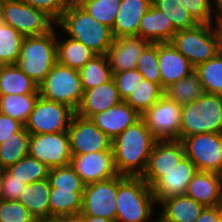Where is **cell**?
I'll use <instances>...</instances> for the list:
<instances>
[{"mask_svg":"<svg viewBox=\"0 0 222 222\" xmlns=\"http://www.w3.org/2000/svg\"><path fill=\"white\" fill-rule=\"evenodd\" d=\"M141 118V115L125 101L110 109L93 115L92 122L112 141L129 126Z\"/></svg>","mask_w":222,"mask_h":222,"instance_id":"20","label":"cell"},{"mask_svg":"<svg viewBox=\"0 0 222 222\" xmlns=\"http://www.w3.org/2000/svg\"><path fill=\"white\" fill-rule=\"evenodd\" d=\"M3 199V192H2V170H0V200Z\"/></svg>","mask_w":222,"mask_h":222,"instance_id":"53","label":"cell"},{"mask_svg":"<svg viewBox=\"0 0 222 222\" xmlns=\"http://www.w3.org/2000/svg\"><path fill=\"white\" fill-rule=\"evenodd\" d=\"M196 172L195 164L187 156L171 170L162 172V177L151 187L157 204L170 196L185 195L188 183Z\"/></svg>","mask_w":222,"mask_h":222,"instance_id":"18","label":"cell"},{"mask_svg":"<svg viewBox=\"0 0 222 222\" xmlns=\"http://www.w3.org/2000/svg\"><path fill=\"white\" fill-rule=\"evenodd\" d=\"M75 114L70 106L39 96L24 128L30 134L65 132Z\"/></svg>","mask_w":222,"mask_h":222,"instance_id":"9","label":"cell"},{"mask_svg":"<svg viewBox=\"0 0 222 222\" xmlns=\"http://www.w3.org/2000/svg\"><path fill=\"white\" fill-rule=\"evenodd\" d=\"M181 142L185 156L197 171L222 174V133H202L184 137Z\"/></svg>","mask_w":222,"mask_h":222,"instance_id":"10","label":"cell"},{"mask_svg":"<svg viewBox=\"0 0 222 222\" xmlns=\"http://www.w3.org/2000/svg\"><path fill=\"white\" fill-rule=\"evenodd\" d=\"M56 24L65 35L84 44L96 55H106L114 39L111 28L93 19L79 3H68Z\"/></svg>","mask_w":222,"mask_h":222,"instance_id":"2","label":"cell"},{"mask_svg":"<svg viewBox=\"0 0 222 222\" xmlns=\"http://www.w3.org/2000/svg\"><path fill=\"white\" fill-rule=\"evenodd\" d=\"M79 217L82 219V222H114L97 216H79Z\"/></svg>","mask_w":222,"mask_h":222,"instance_id":"50","label":"cell"},{"mask_svg":"<svg viewBox=\"0 0 222 222\" xmlns=\"http://www.w3.org/2000/svg\"><path fill=\"white\" fill-rule=\"evenodd\" d=\"M70 165L85 184L107 180L118 175L113 151L72 155Z\"/></svg>","mask_w":222,"mask_h":222,"instance_id":"16","label":"cell"},{"mask_svg":"<svg viewBox=\"0 0 222 222\" xmlns=\"http://www.w3.org/2000/svg\"><path fill=\"white\" fill-rule=\"evenodd\" d=\"M40 94L38 85L17 64L0 65V95Z\"/></svg>","mask_w":222,"mask_h":222,"instance_id":"28","label":"cell"},{"mask_svg":"<svg viewBox=\"0 0 222 222\" xmlns=\"http://www.w3.org/2000/svg\"><path fill=\"white\" fill-rule=\"evenodd\" d=\"M136 69L147 80L162 87L158 65V43H150L140 56Z\"/></svg>","mask_w":222,"mask_h":222,"instance_id":"41","label":"cell"},{"mask_svg":"<svg viewBox=\"0 0 222 222\" xmlns=\"http://www.w3.org/2000/svg\"><path fill=\"white\" fill-rule=\"evenodd\" d=\"M176 31L171 20L153 5L140 20L139 36L151 43L170 42Z\"/></svg>","mask_w":222,"mask_h":222,"instance_id":"24","label":"cell"},{"mask_svg":"<svg viewBox=\"0 0 222 222\" xmlns=\"http://www.w3.org/2000/svg\"><path fill=\"white\" fill-rule=\"evenodd\" d=\"M112 74V79L122 101L128 99L143 77L136 68Z\"/></svg>","mask_w":222,"mask_h":222,"instance_id":"43","label":"cell"},{"mask_svg":"<svg viewBox=\"0 0 222 222\" xmlns=\"http://www.w3.org/2000/svg\"><path fill=\"white\" fill-rule=\"evenodd\" d=\"M55 27L46 34L23 38L18 67L38 86L57 63Z\"/></svg>","mask_w":222,"mask_h":222,"instance_id":"5","label":"cell"},{"mask_svg":"<svg viewBox=\"0 0 222 222\" xmlns=\"http://www.w3.org/2000/svg\"><path fill=\"white\" fill-rule=\"evenodd\" d=\"M204 93L203 85L195 71L164 89V95L179 105L197 100Z\"/></svg>","mask_w":222,"mask_h":222,"instance_id":"32","label":"cell"},{"mask_svg":"<svg viewBox=\"0 0 222 222\" xmlns=\"http://www.w3.org/2000/svg\"><path fill=\"white\" fill-rule=\"evenodd\" d=\"M212 11L213 15L216 16V20L220 23L222 22V0H212Z\"/></svg>","mask_w":222,"mask_h":222,"instance_id":"49","label":"cell"},{"mask_svg":"<svg viewBox=\"0 0 222 222\" xmlns=\"http://www.w3.org/2000/svg\"><path fill=\"white\" fill-rule=\"evenodd\" d=\"M141 117L157 140H179L181 105L165 95Z\"/></svg>","mask_w":222,"mask_h":222,"instance_id":"12","label":"cell"},{"mask_svg":"<svg viewBox=\"0 0 222 222\" xmlns=\"http://www.w3.org/2000/svg\"><path fill=\"white\" fill-rule=\"evenodd\" d=\"M68 3H78L80 0H66Z\"/></svg>","mask_w":222,"mask_h":222,"instance_id":"56","label":"cell"},{"mask_svg":"<svg viewBox=\"0 0 222 222\" xmlns=\"http://www.w3.org/2000/svg\"><path fill=\"white\" fill-rule=\"evenodd\" d=\"M60 222H82V219L79 216H70L65 218H59Z\"/></svg>","mask_w":222,"mask_h":222,"instance_id":"51","label":"cell"},{"mask_svg":"<svg viewBox=\"0 0 222 222\" xmlns=\"http://www.w3.org/2000/svg\"><path fill=\"white\" fill-rule=\"evenodd\" d=\"M36 221V218L18 200H0V222Z\"/></svg>","mask_w":222,"mask_h":222,"instance_id":"42","label":"cell"},{"mask_svg":"<svg viewBox=\"0 0 222 222\" xmlns=\"http://www.w3.org/2000/svg\"><path fill=\"white\" fill-rule=\"evenodd\" d=\"M180 2L198 23H218L213 16L212 0H180Z\"/></svg>","mask_w":222,"mask_h":222,"instance_id":"44","label":"cell"},{"mask_svg":"<svg viewBox=\"0 0 222 222\" xmlns=\"http://www.w3.org/2000/svg\"><path fill=\"white\" fill-rule=\"evenodd\" d=\"M36 222H60L58 219H51V220H37Z\"/></svg>","mask_w":222,"mask_h":222,"instance_id":"55","label":"cell"},{"mask_svg":"<svg viewBox=\"0 0 222 222\" xmlns=\"http://www.w3.org/2000/svg\"><path fill=\"white\" fill-rule=\"evenodd\" d=\"M157 139L141 117L112 141L114 165L119 175L142 176Z\"/></svg>","mask_w":222,"mask_h":222,"instance_id":"1","label":"cell"},{"mask_svg":"<svg viewBox=\"0 0 222 222\" xmlns=\"http://www.w3.org/2000/svg\"><path fill=\"white\" fill-rule=\"evenodd\" d=\"M170 43L196 68L220 52V23H199L178 30Z\"/></svg>","mask_w":222,"mask_h":222,"instance_id":"6","label":"cell"},{"mask_svg":"<svg viewBox=\"0 0 222 222\" xmlns=\"http://www.w3.org/2000/svg\"><path fill=\"white\" fill-rule=\"evenodd\" d=\"M157 205L160 213L172 222H194L205 208L186 195H175L162 199Z\"/></svg>","mask_w":222,"mask_h":222,"instance_id":"26","label":"cell"},{"mask_svg":"<svg viewBox=\"0 0 222 222\" xmlns=\"http://www.w3.org/2000/svg\"><path fill=\"white\" fill-rule=\"evenodd\" d=\"M117 176L85 185L82 210L78 216L116 220Z\"/></svg>","mask_w":222,"mask_h":222,"instance_id":"13","label":"cell"},{"mask_svg":"<svg viewBox=\"0 0 222 222\" xmlns=\"http://www.w3.org/2000/svg\"><path fill=\"white\" fill-rule=\"evenodd\" d=\"M49 169L50 168L45 164L28 154L5 170L24 184H31L36 181L47 179Z\"/></svg>","mask_w":222,"mask_h":222,"instance_id":"36","label":"cell"},{"mask_svg":"<svg viewBox=\"0 0 222 222\" xmlns=\"http://www.w3.org/2000/svg\"><path fill=\"white\" fill-rule=\"evenodd\" d=\"M0 20L13 27L24 37L46 34L56 25V22L45 12L20 0H3Z\"/></svg>","mask_w":222,"mask_h":222,"instance_id":"8","label":"cell"},{"mask_svg":"<svg viewBox=\"0 0 222 222\" xmlns=\"http://www.w3.org/2000/svg\"><path fill=\"white\" fill-rule=\"evenodd\" d=\"M28 154L48 168L70 164L72 154L68 132L30 134Z\"/></svg>","mask_w":222,"mask_h":222,"instance_id":"11","label":"cell"},{"mask_svg":"<svg viewBox=\"0 0 222 222\" xmlns=\"http://www.w3.org/2000/svg\"><path fill=\"white\" fill-rule=\"evenodd\" d=\"M78 3L93 19L112 29L121 0H80Z\"/></svg>","mask_w":222,"mask_h":222,"instance_id":"39","label":"cell"},{"mask_svg":"<svg viewBox=\"0 0 222 222\" xmlns=\"http://www.w3.org/2000/svg\"><path fill=\"white\" fill-rule=\"evenodd\" d=\"M50 189L48 178L26 184L19 195L18 201L28 209L36 220H50Z\"/></svg>","mask_w":222,"mask_h":222,"instance_id":"25","label":"cell"},{"mask_svg":"<svg viewBox=\"0 0 222 222\" xmlns=\"http://www.w3.org/2000/svg\"><path fill=\"white\" fill-rule=\"evenodd\" d=\"M29 139L30 133L23 126L0 143V170L7 169L28 155Z\"/></svg>","mask_w":222,"mask_h":222,"instance_id":"30","label":"cell"},{"mask_svg":"<svg viewBox=\"0 0 222 222\" xmlns=\"http://www.w3.org/2000/svg\"><path fill=\"white\" fill-rule=\"evenodd\" d=\"M222 217V205L205 207L194 222H219Z\"/></svg>","mask_w":222,"mask_h":222,"instance_id":"48","label":"cell"},{"mask_svg":"<svg viewBox=\"0 0 222 222\" xmlns=\"http://www.w3.org/2000/svg\"><path fill=\"white\" fill-rule=\"evenodd\" d=\"M220 51L222 52V22H220Z\"/></svg>","mask_w":222,"mask_h":222,"instance_id":"54","label":"cell"},{"mask_svg":"<svg viewBox=\"0 0 222 222\" xmlns=\"http://www.w3.org/2000/svg\"><path fill=\"white\" fill-rule=\"evenodd\" d=\"M24 125L16 119L0 113V143L13 133L18 132Z\"/></svg>","mask_w":222,"mask_h":222,"instance_id":"47","label":"cell"},{"mask_svg":"<svg viewBox=\"0 0 222 222\" xmlns=\"http://www.w3.org/2000/svg\"><path fill=\"white\" fill-rule=\"evenodd\" d=\"M24 36L0 22V65L17 64Z\"/></svg>","mask_w":222,"mask_h":222,"instance_id":"38","label":"cell"},{"mask_svg":"<svg viewBox=\"0 0 222 222\" xmlns=\"http://www.w3.org/2000/svg\"><path fill=\"white\" fill-rule=\"evenodd\" d=\"M184 156V146L180 140H157L142 179L152 187L162 177V172L174 168Z\"/></svg>","mask_w":222,"mask_h":222,"instance_id":"15","label":"cell"},{"mask_svg":"<svg viewBox=\"0 0 222 222\" xmlns=\"http://www.w3.org/2000/svg\"><path fill=\"white\" fill-rule=\"evenodd\" d=\"M156 213H157V214H156ZM156 213H155L154 215H155V216L158 215L157 218H156L157 220L154 221V220L152 219L151 222H172V221H169L168 219H166V218H165L164 216H162L160 213L158 214V211H157Z\"/></svg>","mask_w":222,"mask_h":222,"instance_id":"52","label":"cell"},{"mask_svg":"<svg viewBox=\"0 0 222 222\" xmlns=\"http://www.w3.org/2000/svg\"><path fill=\"white\" fill-rule=\"evenodd\" d=\"M48 180L50 187H56L59 190H84L86 185L70 164L50 168Z\"/></svg>","mask_w":222,"mask_h":222,"instance_id":"40","label":"cell"},{"mask_svg":"<svg viewBox=\"0 0 222 222\" xmlns=\"http://www.w3.org/2000/svg\"><path fill=\"white\" fill-rule=\"evenodd\" d=\"M26 184L15 179L6 170H2V192L5 200H18L20 193L24 190Z\"/></svg>","mask_w":222,"mask_h":222,"instance_id":"46","label":"cell"},{"mask_svg":"<svg viewBox=\"0 0 222 222\" xmlns=\"http://www.w3.org/2000/svg\"><path fill=\"white\" fill-rule=\"evenodd\" d=\"M155 204L152 189L141 176L117 175L115 222H151Z\"/></svg>","mask_w":222,"mask_h":222,"instance_id":"3","label":"cell"},{"mask_svg":"<svg viewBox=\"0 0 222 222\" xmlns=\"http://www.w3.org/2000/svg\"><path fill=\"white\" fill-rule=\"evenodd\" d=\"M185 195L204 207L222 205V174L197 171L188 183Z\"/></svg>","mask_w":222,"mask_h":222,"instance_id":"21","label":"cell"},{"mask_svg":"<svg viewBox=\"0 0 222 222\" xmlns=\"http://www.w3.org/2000/svg\"><path fill=\"white\" fill-rule=\"evenodd\" d=\"M202 133H222V95L204 93L181 105L179 140Z\"/></svg>","mask_w":222,"mask_h":222,"instance_id":"4","label":"cell"},{"mask_svg":"<svg viewBox=\"0 0 222 222\" xmlns=\"http://www.w3.org/2000/svg\"><path fill=\"white\" fill-rule=\"evenodd\" d=\"M30 6L45 12L50 16L55 22H57L68 2L66 0H20Z\"/></svg>","mask_w":222,"mask_h":222,"instance_id":"45","label":"cell"},{"mask_svg":"<svg viewBox=\"0 0 222 222\" xmlns=\"http://www.w3.org/2000/svg\"><path fill=\"white\" fill-rule=\"evenodd\" d=\"M38 90L41 97L66 104L75 111L83 97L79 71L58 62L38 86Z\"/></svg>","mask_w":222,"mask_h":222,"instance_id":"7","label":"cell"},{"mask_svg":"<svg viewBox=\"0 0 222 222\" xmlns=\"http://www.w3.org/2000/svg\"><path fill=\"white\" fill-rule=\"evenodd\" d=\"M39 96L40 94L0 95V113L16 119L24 125Z\"/></svg>","mask_w":222,"mask_h":222,"instance_id":"31","label":"cell"},{"mask_svg":"<svg viewBox=\"0 0 222 222\" xmlns=\"http://www.w3.org/2000/svg\"><path fill=\"white\" fill-rule=\"evenodd\" d=\"M158 65L163 89L195 71L189 60L170 42L158 43Z\"/></svg>","mask_w":222,"mask_h":222,"instance_id":"19","label":"cell"},{"mask_svg":"<svg viewBox=\"0 0 222 222\" xmlns=\"http://www.w3.org/2000/svg\"><path fill=\"white\" fill-rule=\"evenodd\" d=\"M152 5V0H121L111 29L114 38L139 36L140 20Z\"/></svg>","mask_w":222,"mask_h":222,"instance_id":"23","label":"cell"},{"mask_svg":"<svg viewBox=\"0 0 222 222\" xmlns=\"http://www.w3.org/2000/svg\"><path fill=\"white\" fill-rule=\"evenodd\" d=\"M152 5L171 20L177 31L191 29L199 24L180 0H152Z\"/></svg>","mask_w":222,"mask_h":222,"instance_id":"37","label":"cell"},{"mask_svg":"<svg viewBox=\"0 0 222 222\" xmlns=\"http://www.w3.org/2000/svg\"><path fill=\"white\" fill-rule=\"evenodd\" d=\"M65 38L60 40L56 34L57 62L79 71L96 54L79 41Z\"/></svg>","mask_w":222,"mask_h":222,"instance_id":"29","label":"cell"},{"mask_svg":"<svg viewBox=\"0 0 222 222\" xmlns=\"http://www.w3.org/2000/svg\"><path fill=\"white\" fill-rule=\"evenodd\" d=\"M164 89L142 77L141 81L125 101L140 115L150 109L162 96Z\"/></svg>","mask_w":222,"mask_h":222,"instance_id":"34","label":"cell"},{"mask_svg":"<svg viewBox=\"0 0 222 222\" xmlns=\"http://www.w3.org/2000/svg\"><path fill=\"white\" fill-rule=\"evenodd\" d=\"M113 79L94 88L83 91V97L76 114L90 119L93 115L110 109L121 102Z\"/></svg>","mask_w":222,"mask_h":222,"instance_id":"22","label":"cell"},{"mask_svg":"<svg viewBox=\"0 0 222 222\" xmlns=\"http://www.w3.org/2000/svg\"><path fill=\"white\" fill-rule=\"evenodd\" d=\"M67 132L72 155L112 151V140L91 119L75 114Z\"/></svg>","mask_w":222,"mask_h":222,"instance_id":"14","label":"cell"},{"mask_svg":"<svg viewBox=\"0 0 222 222\" xmlns=\"http://www.w3.org/2000/svg\"><path fill=\"white\" fill-rule=\"evenodd\" d=\"M205 93L222 95V52L195 68Z\"/></svg>","mask_w":222,"mask_h":222,"instance_id":"35","label":"cell"},{"mask_svg":"<svg viewBox=\"0 0 222 222\" xmlns=\"http://www.w3.org/2000/svg\"><path fill=\"white\" fill-rule=\"evenodd\" d=\"M84 190H59L51 187L49 195L50 220L78 216L82 210Z\"/></svg>","mask_w":222,"mask_h":222,"instance_id":"27","label":"cell"},{"mask_svg":"<svg viewBox=\"0 0 222 222\" xmlns=\"http://www.w3.org/2000/svg\"><path fill=\"white\" fill-rule=\"evenodd\" d=\"M150 43L140 36L114 38L106 53L111 72L117 73L135 69L144 49Z\"/></svg>","mask_w":222,"mask_h":222,"instance_id":"17","label":"cell"},{"mask_svg":"<svg viewBox=\"0 0 222 222\" xmlns=\"http://www.w3.org/2000/svg\"><path fill=\"white\" fill-rule=\"evenodd\" d=\"M83 91L94 88L112 79V72L106 55H94L80 70Z\"/></svg>","mask_w":222,"mask_h":222,"instance_id":"33","label":"cell"}]
</instances>
